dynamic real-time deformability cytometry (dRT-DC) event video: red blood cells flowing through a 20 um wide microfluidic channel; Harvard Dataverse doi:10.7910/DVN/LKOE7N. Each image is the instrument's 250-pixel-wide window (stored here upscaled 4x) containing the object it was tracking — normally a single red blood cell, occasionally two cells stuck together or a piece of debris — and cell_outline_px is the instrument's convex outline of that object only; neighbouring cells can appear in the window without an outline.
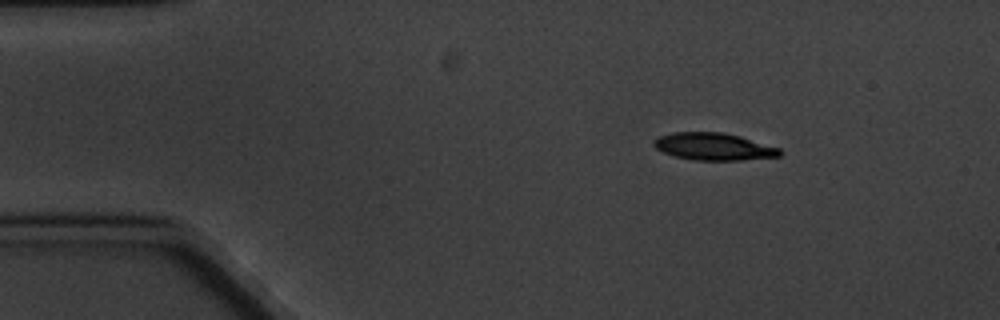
{"species": "common noctule bat (a hibernating species)", "species_latin": "Nyctalus noctula", "temperature_condition": "cold", "stored_images_in_passage": 5, "camera_frame_rate_fps": 3000, "um_per_image_px": 0.085, "animal": {"sex": "male", "body_mass_g": 20.1, "forearm_length_mm": 53.5}, "frame": {"image": 1, "passage_image": 2, "time_ms": 1.333, "image_size_px": [1000, 320], "cell_outline_px": [[784, 152], [780, 156], [740, 160], [692, 160], [676, 156], [664, 152], [656, 148], [652, 144], [652, 140], [660, 136], [672, 132], [724, 132], [740, 136], [780, 148]], "centroid_in_image_um": [60.67, 12.45], "position_along_channel_um": 24.3, "area_um2": 20.06}}
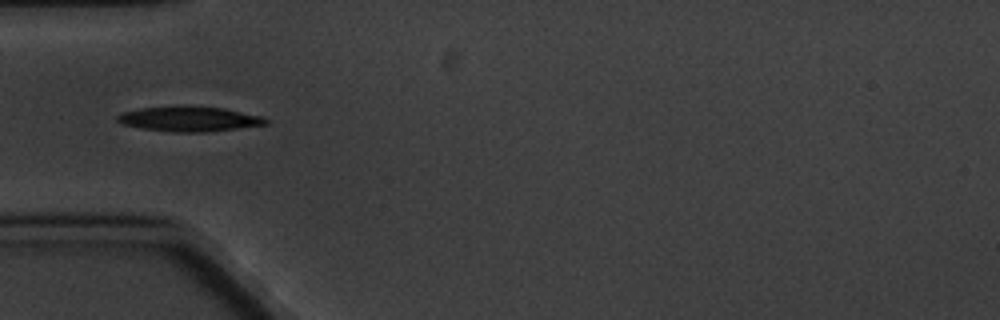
{"frame": {"image": 2, "passage_image": 5, "time_ms": 4.667, "image_size_px": [1000, 320], "cell_outline_px": [[268, 124], [204, 132], [172, 132], [144, 128], [124, 124], [116, 120], [116, 116], [120, 112], [140, 108], [176, 104], [224, 108], [264, 116], [268, 120]], "centroid_in_image_um": [16.07, 10.08], "position_along_channel_um": 68.9, "area_um2": 21.96}}